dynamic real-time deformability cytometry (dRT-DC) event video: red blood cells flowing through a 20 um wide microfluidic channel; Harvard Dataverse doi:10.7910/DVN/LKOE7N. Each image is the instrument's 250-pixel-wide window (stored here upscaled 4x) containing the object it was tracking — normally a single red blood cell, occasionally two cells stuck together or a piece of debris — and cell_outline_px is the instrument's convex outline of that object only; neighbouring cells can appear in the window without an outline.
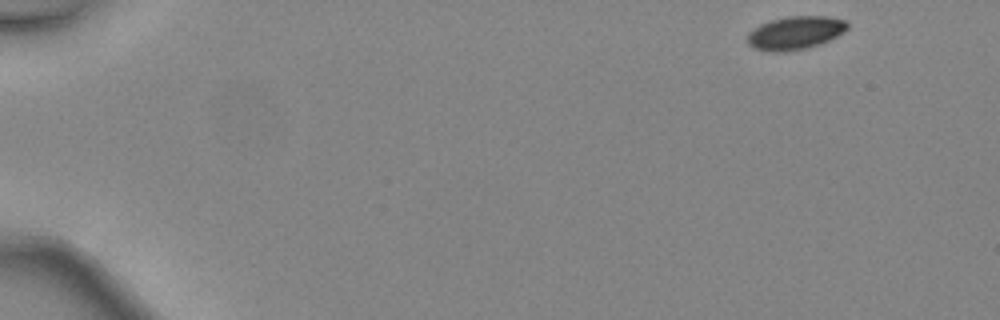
{"species": "common noctule bat (a hibernating species)", "species_latin": "Nyctalus noctula", "temperature_condition": "warm", "stored_images_in_passage": 43, "camera_frame_rate_fps": 3000, "um_per_image_px": 0.085, "animal": {"sex": "female", "body_mass_g": 24.6, "forearm_length_mm": 56.2}, "frame": {"image": 1, "passage_image": 1, "time_ms": 0.0, "image_size_px": [1000, 320], "cell_outline_px": [[848, 28], [844, 32], [820, 44], [808, 48], [780, 52], [768, 52], [752, 48], [748, 44], [748, 32], [760, 24], [772, 20], [788, 16], [824, 16], [848, 20]], "centroid_in_image_um": [67.59, 2.8], "position_along_channel_um": 17.4, "area_um2": 19.48}}
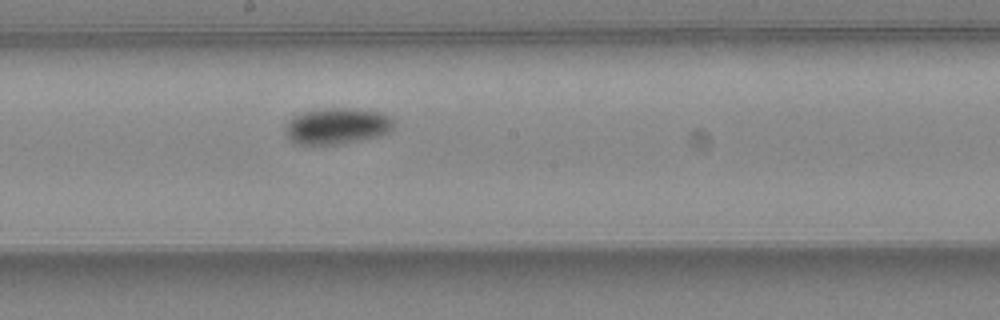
{"frame": {"image": 2, "passage_image": 24, "time_ms": 7.667, "image_size_px": [1000, 320], "cell_outline_px": [[396, 124], [388, 132], [380, 136], [340, 144], [296, 144], [284, 132], [284, 128], [288, 120], [292, 116], [300, 112], [324, 108], [368, 108], [384, 112], [392, 116]], "centroid_in_image_um": [28.7, 10.68], "position_along_channel_um": 219.5, "area_um2": 23.58}}
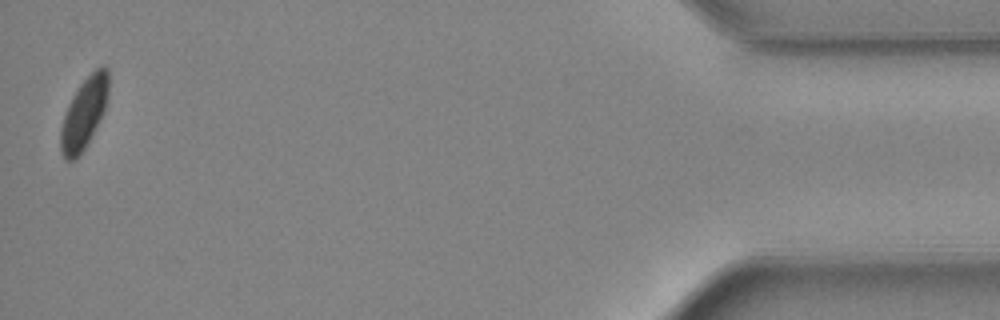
{"frame": {"image": 3, "passage_image": 43, "time_ms": 14.0, "image_size_px": [1000, 320], "cell_outline_px": [[108, 92], [104, 112], [84, 148], [76, 160], [64, 160], [60, 152], [60, 128], [68, 104], [72, 96], [80, 84], [96, 68], [104, 64], [108, 68]], "centroid_in_image_um": [7.13, 9.63], "position_along_channel_um": 428.1, "area_um2": 19.71}, "authors_computed_cell_mechanics": {"area_um2": 21.1548, "velocity_mm_per_s": 4.5307, "shape_relaxation_time_tau1_ms": 2.6005, "shape_relaxation_time_tau2_ms": null, "deformation_change_tau1": 0.071, "deformation_change_tau2": null}}